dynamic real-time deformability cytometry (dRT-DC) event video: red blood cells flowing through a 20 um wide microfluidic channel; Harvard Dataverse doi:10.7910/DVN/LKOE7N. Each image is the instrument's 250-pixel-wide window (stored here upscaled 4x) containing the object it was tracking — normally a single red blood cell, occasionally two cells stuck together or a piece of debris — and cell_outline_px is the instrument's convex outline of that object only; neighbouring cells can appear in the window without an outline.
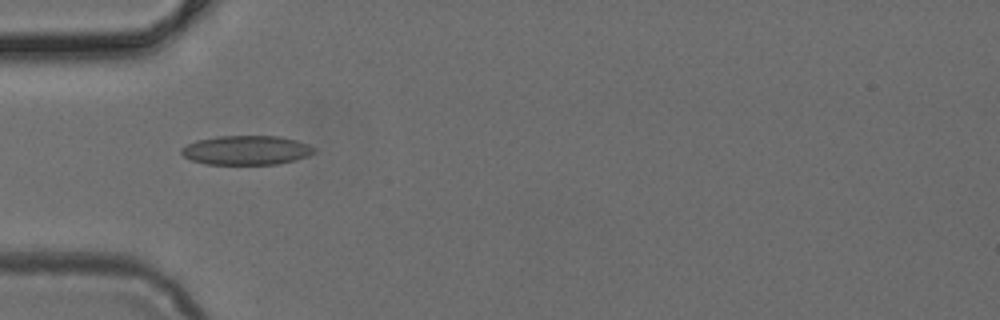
{"species": "common noctule bat (a hibernating species)", "species_latin": "Nyctalus noctula", "temperature_condition": "cold", "stored_images_in_passage": 3, "camera_frame_rate_fps": 3000, "um_per_image_px": 0.085, "animal": {"sex": "female", "body_mass_g": 24.6, "forearm_length_mm": 56.2}, "frame": {"image": 1, "passage_image": 1, "time_ms": 0.0, "image_size_px": [1000, 320], "cell_outline_px": [[316, 152], [308, 156], [296, 160], [280, 164], [204, 164], [192, 160], [184, 156], [180, 152], [180, 148], [196, 140], [216, 136], [280, 136], [296, 140], [308, 144], [316, 148]], "centroid_in_image_um": [20.96, 12.77], "position_along_channel_um": 64.0, "area_um2": 22.83}}
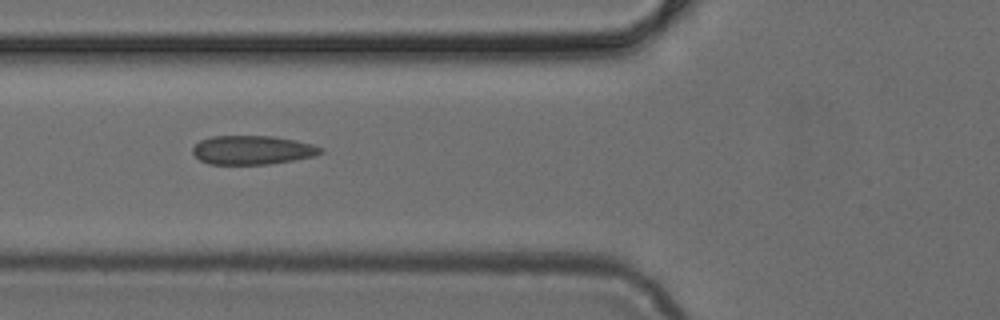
{"frame": {"image": 2, "passage_image": 2, "time_ms": 0.333, "image_size_px": [1000, 320], "cell_outline_px": [[324, 152], [312, 156], [292, 160], [268, 164], [208, 164], [200, 160], [192, 152], [192, 148], [200, 140], [212, 136], [272, 136], [296, 140], [312, 144], [324, 148]], "centroid_in_image_um": [21.45, 12.75], "position_along_channel_um": 104.4, "area_um2": 21.5}}
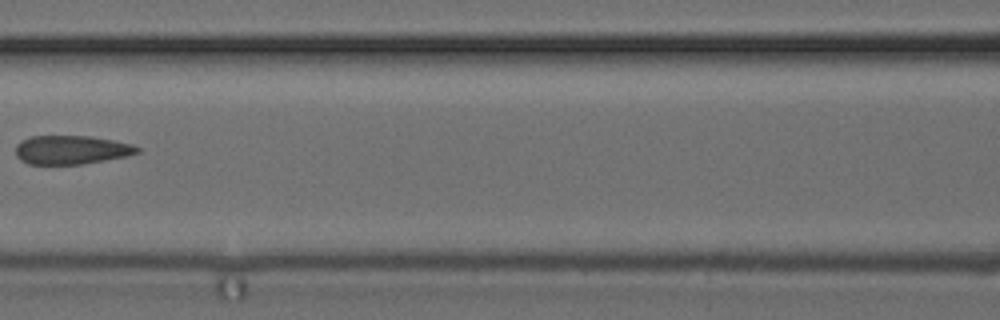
{"frame": {"image": 3, "passage_image": 3, "time_ms": 0.667, "image_size_px": [1000, 320], "cell_outline_px": [[140, 152], [128, 156], [84, 164], [28, 164], [20, 160], [16, 156], [16, 144], [32, 136], [92, 136], [132, 144], [140, 148]], "centroid_in_image_um": [6.08, 12.74], "position_along_channel_um": 160.5, "area_um2": 20.46}}